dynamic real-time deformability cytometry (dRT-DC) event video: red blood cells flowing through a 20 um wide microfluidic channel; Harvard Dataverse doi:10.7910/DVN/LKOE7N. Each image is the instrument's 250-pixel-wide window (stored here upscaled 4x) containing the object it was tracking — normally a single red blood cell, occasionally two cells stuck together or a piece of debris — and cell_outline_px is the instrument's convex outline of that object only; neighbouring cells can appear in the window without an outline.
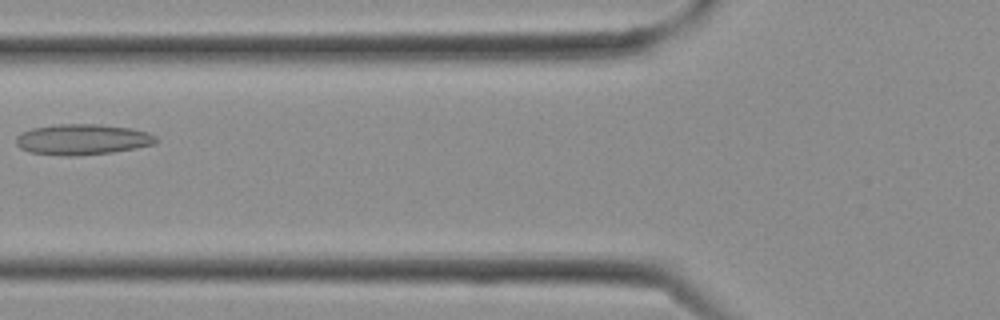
{"species": "Egyptian fruit bat (a non-hibernating species)", "species_latin": "Rousettus aegyptiacus", "temperature_condition": "cold", "stored_images_in_passage": 13, "camera_frame_rate_fps": 3000, "um_per_image_px": 0.085, "frame": {"image": 1, "passage_image": 5, "time_ms": 1.333, "image_size_px": [1000, 320], "cell_outline_px": [[156, 144], [136, 148], [112, 152], [76, 156], [64, 156], [28, 152], [20, 148], [16, 144], [16, 136], [20, 132], [32, 128], [56, 124], [100, 124], [132, 128], [148, 132], [156, 136]], "centroid_in_image_um": [6.99, 11.85], "position_along_channel_um": 118.8, "area_um2": 25.32}}
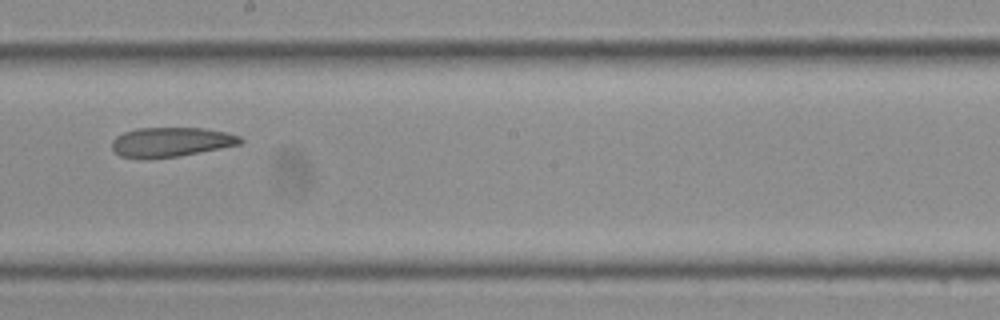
{"frame": {"image": 2, "passage_image": 10, "time_ms": 3.0, "image_size_px": [1000, 320], "cell_outline_px": [[244, 140], [240, 144], [180, 156], [148, 160], [140, 160], [120, 156], [112, 148], [112, 140], [116, 136], [124, 132], [136, 128], [204, 128], [228, 132], [240, 136]], "centroid_in_image_um": [14.5, 12.09], "position_along_channel_um": 233.7, "area_um2": 22.48}}
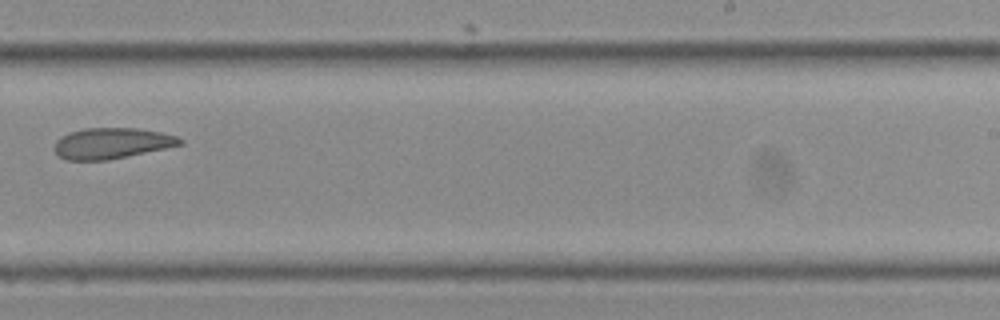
{"frame": {"image": 3, "passage_image": 12, "time_ms": 3.667, "image_size_px": [1000, 320], "cell_outline_px": [[184, 144], [108, 160], [64, 160], [52, 148], [56, 140], [60, 136], [68, 132], [84, 128], [136, 128], [160, 132], [176, 136], [184, 140]], "centroid_in_image_um": [9.46, 12.17], "position_along_channel_um": 279.5, "area_um2": 22.66}}